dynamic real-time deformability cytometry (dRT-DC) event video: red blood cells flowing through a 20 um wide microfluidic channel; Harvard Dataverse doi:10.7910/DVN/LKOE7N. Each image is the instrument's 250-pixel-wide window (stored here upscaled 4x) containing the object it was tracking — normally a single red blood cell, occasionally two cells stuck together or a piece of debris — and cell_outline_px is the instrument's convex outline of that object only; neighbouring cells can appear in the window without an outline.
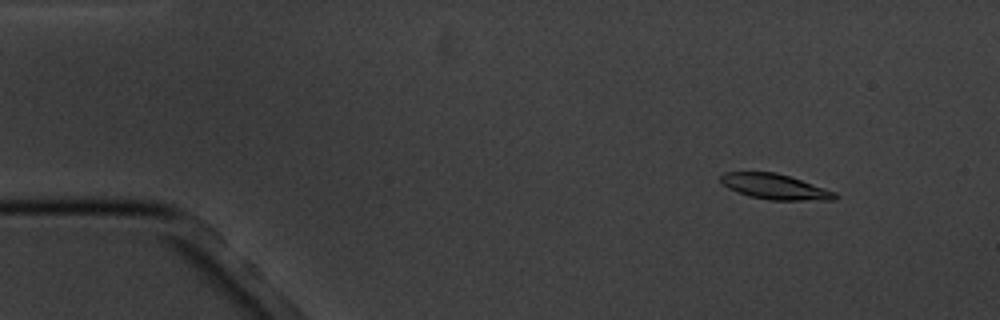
{"species": "common noctule bat (a hibernating species)", "species_latin": "Nyctalus noctula", "temperature_condition": "cold", "stored_images_in_passage": 4, "camera_frame_rate_fps": 3000, "um_per_image_px": 0.085, "animal": {"sex": "male", "body_mass_g": 20.1, "forearm_length_mm": 53.5}, "frame": {"image": 1, "passage_image": 1, "time_ms": 0.0, "image_size_px": [1000, 320], "cell_outline_px": [[840, 196], [836, 200], [768, 200], [748, 196], [736, 192], [728, 188], [720, 180], [720, 176], [724, 172], [776, 172], [836, 192]], "centroid_in_image_um": [65.87, 15.88], "position_along_channel_um": 19.1, "area_um2": 16.88}}
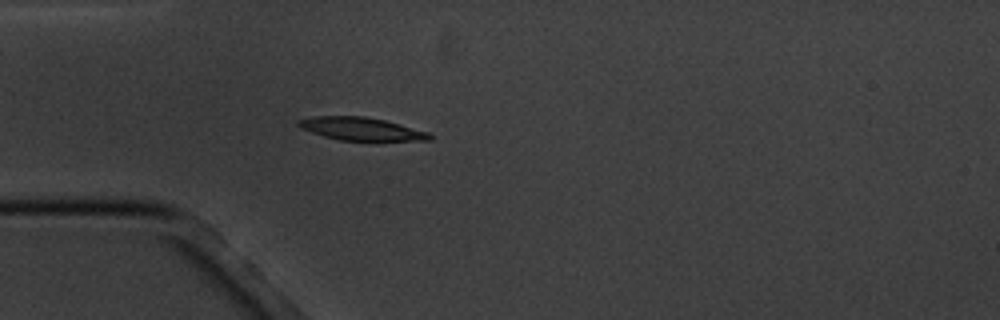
{"frame": {"image": 2, "passage_image": 4, "time_ms": 3.333, "image_size_px": [1000, 320], "cell_outline_px": [[432, 140], [340, 140], [324, 136], [300, 128], [296, 124], [296, 120], [316, 116], [364, 116], [384, 120], [428, 132], [432, 136]], "centroid_in_image_um": [30.65, 10.94], "position_along_channel_um": 54.3, "area_um2": 17.28}}